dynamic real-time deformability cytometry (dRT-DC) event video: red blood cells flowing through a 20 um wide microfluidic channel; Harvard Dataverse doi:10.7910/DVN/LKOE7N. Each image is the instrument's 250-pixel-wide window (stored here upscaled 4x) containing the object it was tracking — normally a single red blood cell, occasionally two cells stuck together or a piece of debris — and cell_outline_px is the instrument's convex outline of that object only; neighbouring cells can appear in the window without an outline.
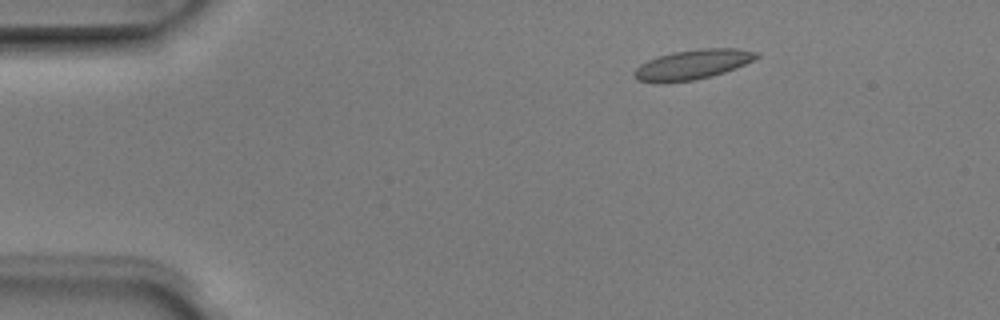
{"species": "Egyptian fruit bat (a non-hibernating species)", "species_latin": "Rousettus aegyptiacus", "temperature_condition": "room temperature", "stored_images_in_passage": 5, "camera_frame_rate_fps": 3000, "um_per_image_px": 0.085, "animal": {"sex": "male"}, "frame": {"image": 1, "passage_image": 3, "time_ms": 0.667, "image_size_px": [1000, 320], "cell_outline_px": [[760, 56], [744, 64], [724, 72], [712, 76], [696, 80], [664, 84], [656, 84], [640, 80], [632, 76], [632, 72], [640, 64], [648, 60], [672, 52], [700, 48], [736, 48], [756, 52]], "centroid_in_image_um": [58.8, 5.51], "position_along_channel_um": 26.2, "area_um2": 21.39}}